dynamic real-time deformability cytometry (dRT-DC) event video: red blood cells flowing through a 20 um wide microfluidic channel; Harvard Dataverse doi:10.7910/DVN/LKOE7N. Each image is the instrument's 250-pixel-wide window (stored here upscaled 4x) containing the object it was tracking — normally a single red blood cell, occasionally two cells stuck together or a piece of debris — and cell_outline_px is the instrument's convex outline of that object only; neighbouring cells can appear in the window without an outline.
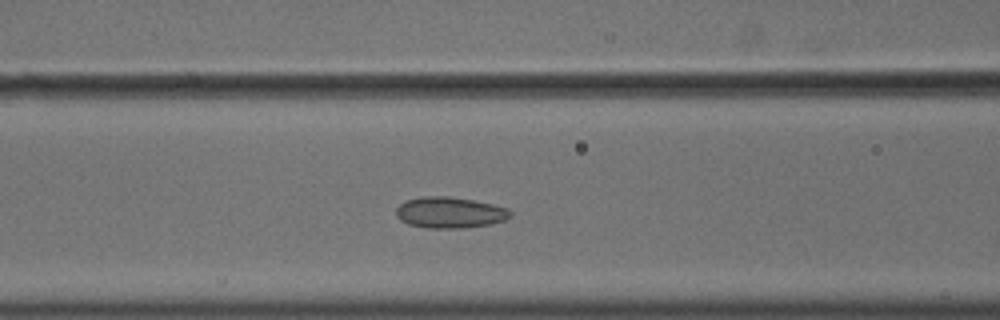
{"species": "common noctule bat (a hibernating species)", "species_latin": "Nyctalus noctula", "temperature_condition": "cold", "stored_images_in_passage": 45, "camera_frame_rate_fps": 3000, "um_per_image_px": 0.085, "animal": {"sex": "male", "body_mass_g": 18.8}, "frame": {"image": 1, "passage_image": 13, "time_ms": 4.0, "image_size_px": [1000, 320], "cell_outline_px": [[512, 216], [504, 220], [492, 224], [464, 228], [428, 228], [408, 224], [400, 220], [396, 216], [396, 208], [404, 200], [420, 196], [448, 196], [472, 200], [492, 204], [508, 208], [512, 212]], "centroid_in_image_um": [38.22, 18.06], "position_along_channel_um": 128.4, "area_um2": 20.92}}
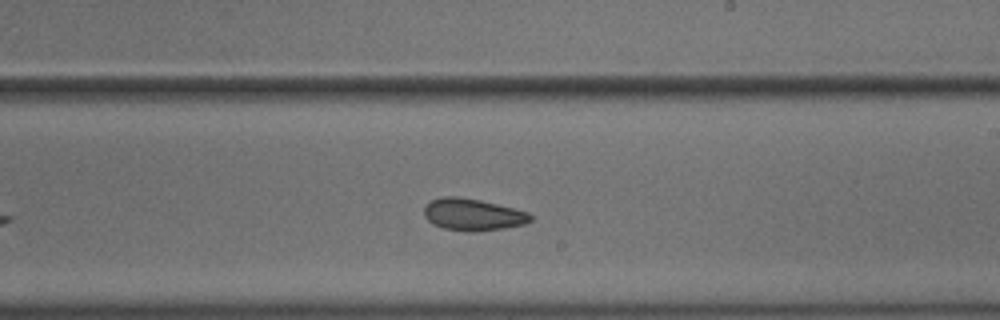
{"frame": {"image": 2, "passage_image": 23, "time_ms": 7.333, "image_size_px": [1000, 320], "cell_outline_px": [[532, 220], [524, 224], [504, 228], [472, 232], [444, 228], [432, 224], [424, 216], [424, 208], [432, 200], [440, 196], [460, 196], [480, 200], [528, 212], [532, 216]], "centroid_in_image_um": [40.17, 18.23], "position_along_channel_um": 248.8, "area_um2": 19.71}}
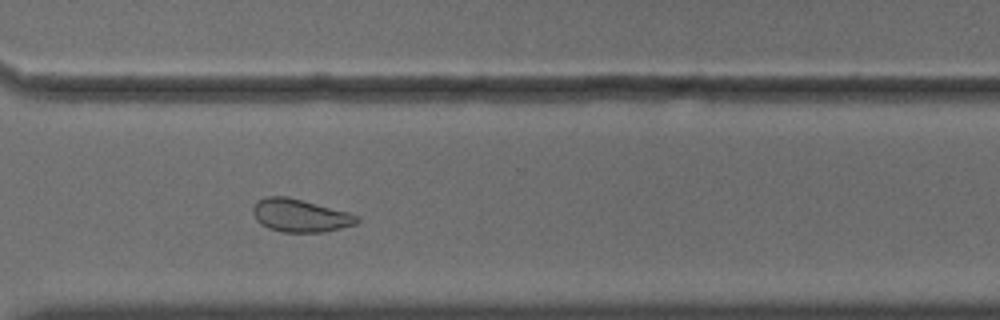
{"frame": {"image": 3, "passage_image": 31, "time_ms": 10.0, "image_size_px": [1000, 320], "cell_outline_px": [[360, 220], [356, 224], [324, 232], [280, 232], [268, 228], [260, 224], [256, 220], [252, 212], [252, 208], [256, 200], [268, 196], [288, 196], [348, 212], [360, 216]], "centroid_in_image_um": [25.49, 18.32], "position_along_channel_um": 345.1, "area_um2": 20.17}, "authors_computed_cell_mechanics": {"area_um2": 20.9236, "velocity_mm_per_s": 3.6142, "shape_relaxation_time_tau1_ms": null, "shape_relaxation_time_tau2_ms": 2.7458, "deformation_change_tau1": null, "deformation_change_tau2": 0.0828}}